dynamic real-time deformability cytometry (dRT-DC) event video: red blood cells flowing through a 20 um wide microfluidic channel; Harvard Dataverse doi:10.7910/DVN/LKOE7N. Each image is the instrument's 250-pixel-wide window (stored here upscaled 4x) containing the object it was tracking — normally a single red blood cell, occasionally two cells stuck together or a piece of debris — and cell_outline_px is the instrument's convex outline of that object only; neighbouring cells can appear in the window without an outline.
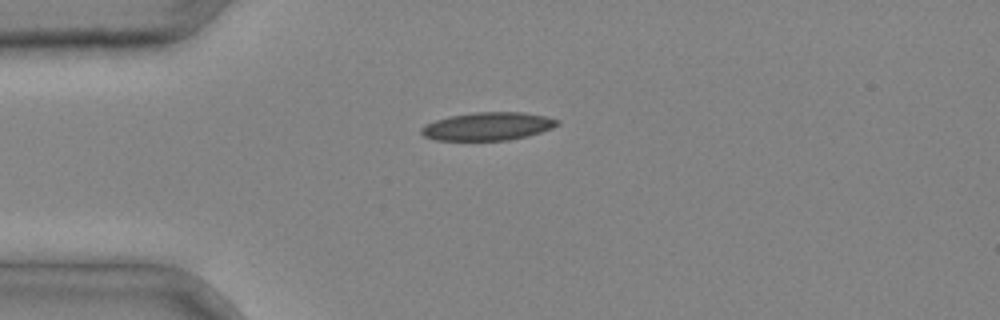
{"species": "common noctule bat (a hibernating species)", "species_latin": "Nyctalus noctula", "temperature_condition": "cold", "stored_images_in_passage": 1, "camera_frame_rate_fps": 3000, "um_per_image_px": 0.085, "animal": {"sex": "male", "body_mass_g": 20.4}, "frame": {"image": 1, "passage_image": 1, "time_ms": 0.0, "image_size_px": [1000, 320], "cell_outline_px": [[560, 124], [552, 128], [528, 136], [508, 140], [436, 140], [424, 136], [420, 132], [420, 128], [424, 124], [448, 116], [472, 112], [524, 112], [548, 116], [560, 120]], "centroid_in_image_um": [41.48, 10.72], "position_along_channel_um": 43.5, "area_um2": 22.48}}